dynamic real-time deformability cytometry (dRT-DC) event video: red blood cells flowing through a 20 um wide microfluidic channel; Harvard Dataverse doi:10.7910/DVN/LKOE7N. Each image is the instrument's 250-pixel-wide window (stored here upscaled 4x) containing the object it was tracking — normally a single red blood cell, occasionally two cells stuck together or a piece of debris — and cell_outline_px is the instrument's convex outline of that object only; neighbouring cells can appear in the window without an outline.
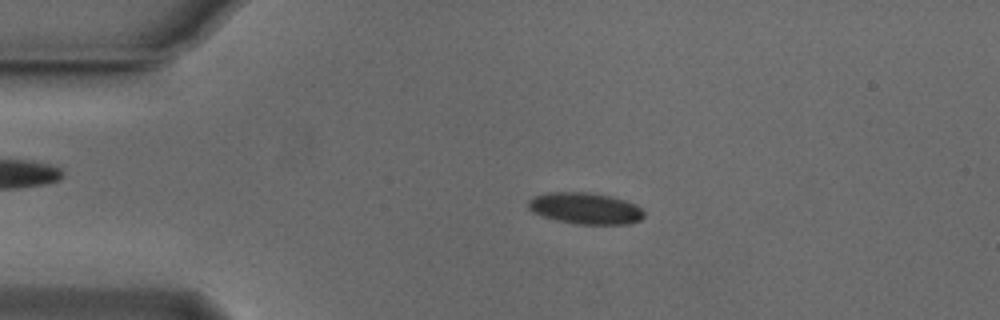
{"species": "Egyptian fruit bat (a non-hibernating species)", "species_latin": "Rousettus aegyptiacus", "temperature_condition": "cold", "stored_images_in_passage": 53, "camera_frame_rate_fps": 3000, "um_per_image_px": 0.085, "animal": {"sex": "male"}, "frame": {"image": 1, "passage_image": 11, "time_ms": 3.333, "image_size_px": [1000, 320], "cell_outline_px": [[644, 216], [640, 220], [628, 224], [576, 224], [556, 220], [532, 212], [528, 208], [528, 200], [532, 196], [548, 192], [584, 192], [608, 196], [624, 200], [636, 204], [644, 212]], "centroid_in_image_um": [49.72, 17.71], "position_along_channel_um": 35.3, "area_um2": 21.15}}
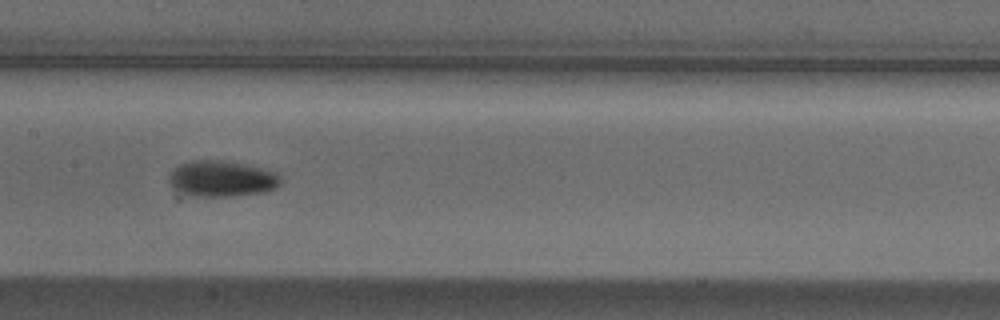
{"frame": {"image": 2, "passage_image": 26, "time_ms": 8.333, "image_size_px": [1000, 320], "cell_outline_px": [[280, 184], [276, 188], [268, 192], [228, 196], [188, 196], [172, 188], [168, 180], [168, 176], [180, 164], [192, 160], [220, 160], [260, 168], [276, 172], [280, 176]], "centroid_in_image_um": [18.83, 15.21], "position_along_channel_um": 188.6, "area_um2": 23.35}}
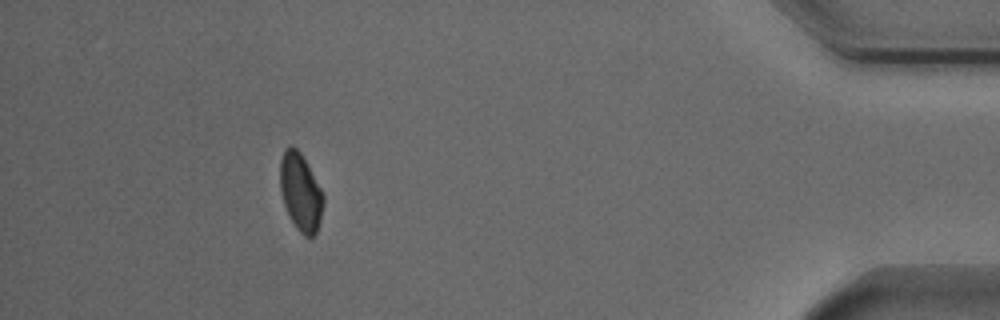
{"frame": {"image": 3, "passage_image": 48, "time_ms": 15.667, "image_size_px": [1000, 320], "cell_outline_px": [[324, 204], [320, 220], [316, 232], [312, 236], [304, 236], [296, 228], [284, 204], [280, 188], [280, 160], [284, 148], [292, 144], [300, 152], [320, 188], [324, 196]], "centroid_in_image_um": [25.54, 16.31], "position_along_channel_um": 409.7, "area_um2": 19.31}, "authors_computed_cell_mechanics": {"area_um2": 20.8658, "velocity_mm_per_s": 3.8307, "shape_relaxation_time_tau1_ms": 2.1522, "shape_relaxation_time_tau2_ms": null, "deformation_change_tau1": 0.0862, "deformation_change_tau2": null}}